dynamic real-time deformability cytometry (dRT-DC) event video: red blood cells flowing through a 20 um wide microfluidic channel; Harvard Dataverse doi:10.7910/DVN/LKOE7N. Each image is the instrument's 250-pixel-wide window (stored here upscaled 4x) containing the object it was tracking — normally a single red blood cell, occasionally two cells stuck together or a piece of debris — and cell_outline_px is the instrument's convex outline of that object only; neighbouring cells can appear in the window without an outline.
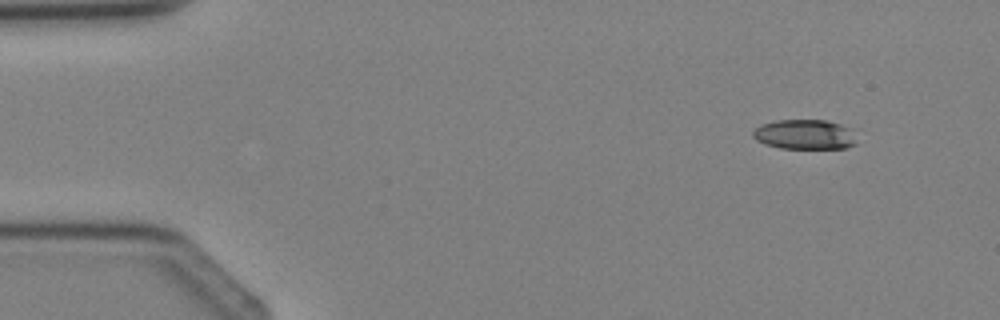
{"species": "Egyptian fruit bat (a non-hibernating species)", "species_latin": "Rousettus aegyptiacus", "temperature_condition": "cold", "stored_images_in_passage": 3, "camera_frame_rate_fps": 3000, "um_per_image_px": 0.085, "animal": {"sex": "female"}, "frame": {"image": 1, "passage_image": 1, "time_ms": 0.0, "image_size_px": [1000, 320], "cell_outline_px": [[856, 144], [844, 148], [780, 148], [756, 140], [752, 136], [752, 132], [756, 128], [764, 124], [776, 120], [824, 120], [840, 124], [848, 128]], "centroid_in_image_um": [68.36, 11.43], "position_along_channel_um": 16.6, "area_um2": 17.57}}